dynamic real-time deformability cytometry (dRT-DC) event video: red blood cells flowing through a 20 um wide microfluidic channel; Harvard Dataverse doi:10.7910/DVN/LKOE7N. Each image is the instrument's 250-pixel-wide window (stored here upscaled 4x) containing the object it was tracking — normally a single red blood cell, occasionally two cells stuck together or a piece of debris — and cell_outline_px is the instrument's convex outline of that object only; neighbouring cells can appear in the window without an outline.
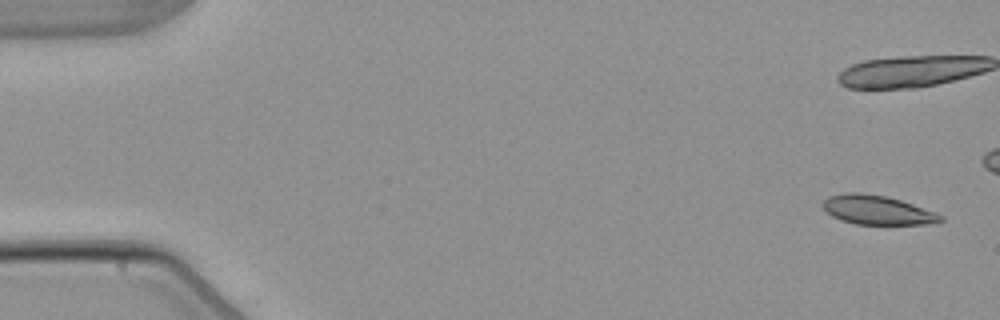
{"species": "common noctule bat (a hibernating species)", "species_latin": "Nyctalus noctula", "temperature_condition": "warm", "stored_images_in_passage": 5, "camera_frame_rate_fps": 3000, "um_per_image_px": 0.085, "animal": {"sex": "male", "body_mass_g": 21.5, "forearm_length_mm": 52.0}, "frame": {"image": 1, "passage_image": 1, "time_ms": 0.0, "image_size_px": [1000, 320], "cell_outline_px": [[944, 220], [936, 224], [856, 224], [840, 220], [824, 212], [824, 200], [828, 196], [848, 192], [860, 192], [888, 196], [936, 212], [944, 216]], "centroid_in_image_um": [74.58, 17.85], "position_along_channel_um": 10.4, "area_um2": 20.17}}